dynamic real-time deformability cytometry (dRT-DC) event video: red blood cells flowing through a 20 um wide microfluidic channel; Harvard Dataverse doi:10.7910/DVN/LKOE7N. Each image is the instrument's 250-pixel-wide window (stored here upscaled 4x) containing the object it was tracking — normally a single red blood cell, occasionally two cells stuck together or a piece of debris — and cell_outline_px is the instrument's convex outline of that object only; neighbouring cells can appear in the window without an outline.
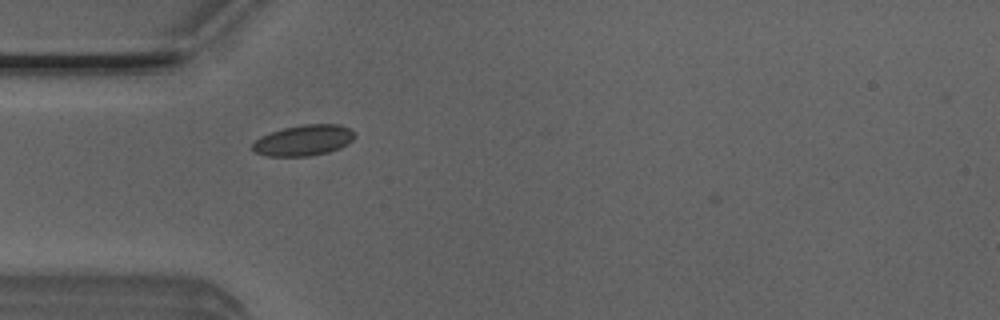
{"species": "Egyptian fruit bat (a non-hibernating species)", "species_latin": "Rousettus aegyptiacus", "temperature_condition": "room temperature", "stored_images_in_passage": 38, "camera_frame_rate_fps": 3000, "um_per_image_px": 0.085, "animal": {"sex": "male"}, "frame": {"image": 1, "passage_image": 1, "time_ms": 0.0, "image_size_px": [1000, 320], "cell_outline_px": [[356, 136], [348, 144], [340, 148], [328, 152], [308, 156], [268, 156], [256, 152], [252, 148], [252, 144], [260, 136], [284, 128], [304, 124], [340, 124], [356, 132]], "centroid_in_image_um": [25.85, 11.92], "position_along_channel_um": 59.2, "area_um2": 18.32}}
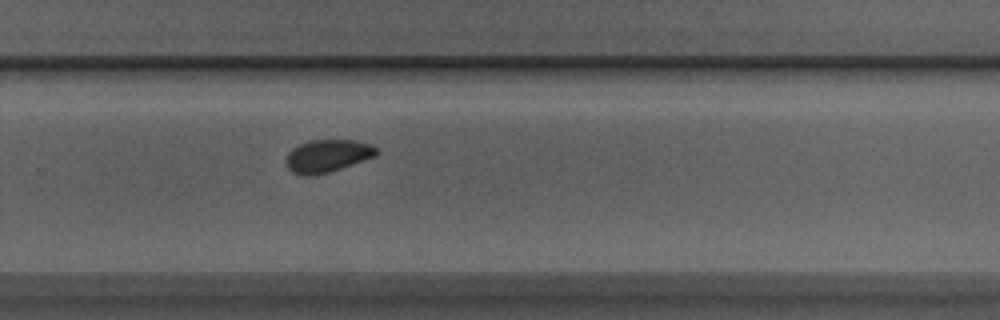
{"frame": {"image": 2, "passage_image": 20, "time_ms": 6.333, "image_size_px": [1000, 320], "cell_outline_px": [[380, 152], [376, 156], [328, 172], [312, 176], [304, 176], [292, 172], [284, 164], [284, 160], [288, 152], [292, 148], [300, 144], [312, 140], [352, 140], [372, 144], [380, 148]], "centroid_in_image_um": [27.83, 13.25], "position_along_channel_um": 302.0, "area_um2": 17.4}}
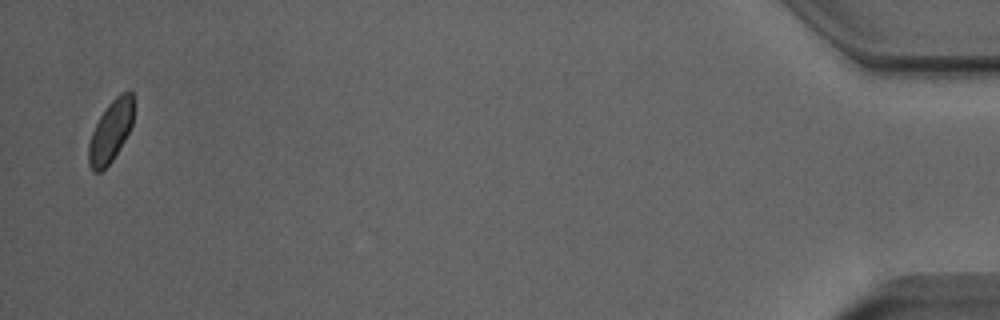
{"frame": {"image": 3, "passage_image": 37, "time_ms": 12.0, "image_size_px": [1000, 320], "cell_outline_px": [[132, 124], [124, 140], [112, 160], [100, 172], [92, 172], [88, 164], [88, 144], [92, 132], [100, 116], [108, 104], [120, 92], [128, 88], [132, 92]], "centroid_in_image_um": [9.38, 11.15], "position_along_channel_um": 425.8, "area_um2": 16.01}}